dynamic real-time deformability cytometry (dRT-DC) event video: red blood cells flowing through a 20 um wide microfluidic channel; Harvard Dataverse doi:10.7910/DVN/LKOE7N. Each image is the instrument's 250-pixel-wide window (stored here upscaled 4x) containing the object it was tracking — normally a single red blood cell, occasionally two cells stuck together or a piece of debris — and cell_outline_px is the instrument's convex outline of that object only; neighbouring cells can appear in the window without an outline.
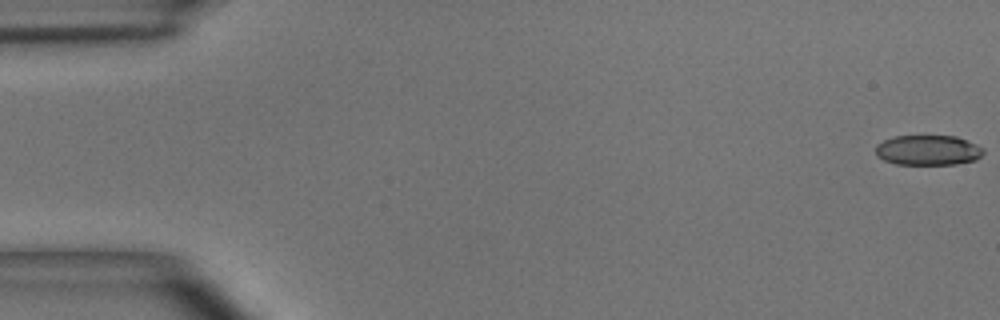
{"species": "common noctule bat (a hibernating species)", "species_latin": "Nyctalus noctula", "temperature_condition": "room temperature", "stored_images_in_passage": 16, "camera_frame_rate_fps": 3000, "um_per_image_px": 0.085, "animal": {"sex": "male", "body_mass_g": 15.6}, "frame": {"image": 1, "passage_image": 1, "time_ms": 0.0, "image_size_px": [1000, 320], "cell_outline_px": [[984, 152], [976, 160], [956, 164], [896, 164], [884, 160], [876, 156], [876, 144], [884, 140], [896, 136], [956, 136], [976, 144], [984, 148]], "centroid_in_image_um": [78.88, 12.77], "position_along_channel_um": 6.1, "area_um2": 18.9}}